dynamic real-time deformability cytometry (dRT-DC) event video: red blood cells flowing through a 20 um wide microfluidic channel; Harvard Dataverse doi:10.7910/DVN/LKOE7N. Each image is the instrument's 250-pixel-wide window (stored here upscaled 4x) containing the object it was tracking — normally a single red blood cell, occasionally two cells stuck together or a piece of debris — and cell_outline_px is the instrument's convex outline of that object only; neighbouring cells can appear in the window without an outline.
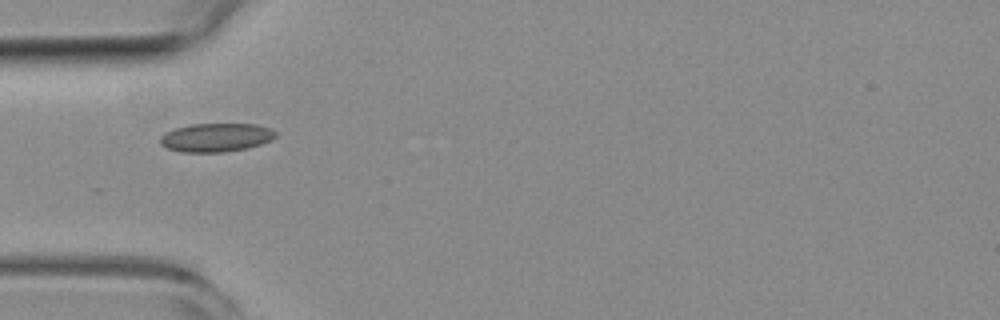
{"species": "common noctule bat (a hibernating species)", "species_latin": "Nyctalus noctula", "temperature_condition": "room temperature", "stored_images_in_passage": 2, "camera_frame_rate_fps": 3000, "um_per_image_px": 0.085, "animal": {"sex": "female", "body_mass_g": 19.3, "forearm_length_mm": 54.1}, "frame": {"image": 1, "passage_image": 1, "time_ms": 0.0, "image_size_px": [1000, 320], "cell_outline_px": [[276, 136], [272, 140], [248, 148], [224, 152], [180, 152], [168, 148], [160, 144], [160, 136], [164, 132], [176, 128], [192, 124], [256, 124], [272, 128], [276, 132]], "centroid_in_image_um": [18.37, 11.68], "position_along_channel_um": 66.6, "area_um2": 19.36}}
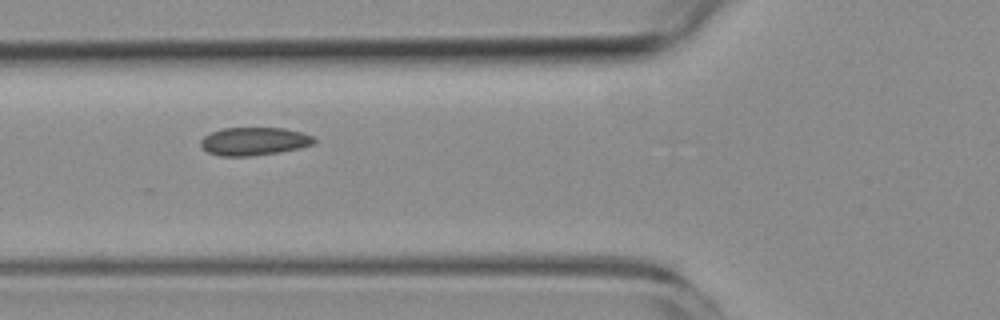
{"frame": {"image": 2, "passage_image": 2, "time_ms": 1.0, "image_size_px": [1000, 320], "cell_outline_px": [[316, 144], [300, 148], [280, 152], [248, 156], [220, 156], [208, 152], [200, 144], [200, 140], [204, 136], [212, 132], [224, 128], [284, 128], [300, 132], [312, 136], [316, 140]], "centroid_in_image_um": [21.62, 12.01], "position_along_channel_um": 104.2, "area_um2": 18.5}}